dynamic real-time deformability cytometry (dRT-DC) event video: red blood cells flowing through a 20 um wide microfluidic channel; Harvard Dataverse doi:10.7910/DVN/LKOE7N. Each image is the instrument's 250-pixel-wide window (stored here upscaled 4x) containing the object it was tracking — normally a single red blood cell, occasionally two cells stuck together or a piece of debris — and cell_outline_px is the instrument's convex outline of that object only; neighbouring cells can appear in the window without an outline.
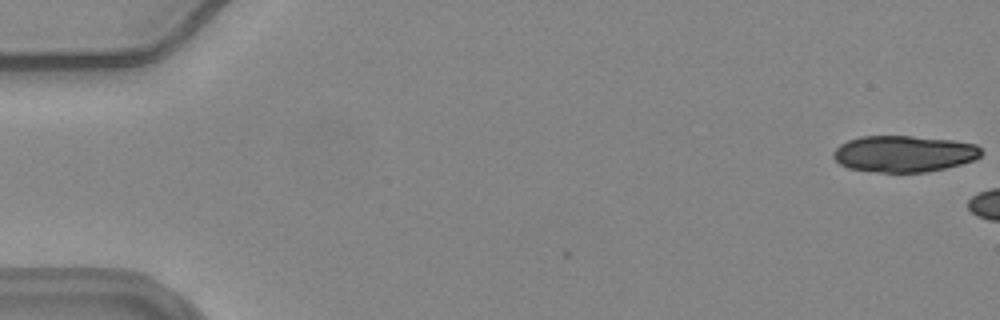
{"species": "common noctule bat (a hibernating species)", "species_latin": "Nyctalus noctula", "temperature_condition": "warm", "stored_images_in_passage": 5, "camera_frame_rate_fps": 3000, "um_per_image_px": 0.085, "animal": {"sex": "female", "body_mass_g": 24.6, "forearm_length_mm": 56.2}, "frame": {"image": 1, "passage_image": 1, "time_ms": 0.0, "image_size_px": [1000, 320], "cell_outline_px": [[984, 152], [976, 160], [928, 172], [876, 172], [848, 168], [840, 164], [832, 156], [832, 152], [840, 144], [848, 140], [860, 136], [912, 136], [952, 140], [976, 144]], "centroid_in_image_um": [76.84, 13.07], "position_along_channel_um": 8.2, "area_um2": 31.56}}